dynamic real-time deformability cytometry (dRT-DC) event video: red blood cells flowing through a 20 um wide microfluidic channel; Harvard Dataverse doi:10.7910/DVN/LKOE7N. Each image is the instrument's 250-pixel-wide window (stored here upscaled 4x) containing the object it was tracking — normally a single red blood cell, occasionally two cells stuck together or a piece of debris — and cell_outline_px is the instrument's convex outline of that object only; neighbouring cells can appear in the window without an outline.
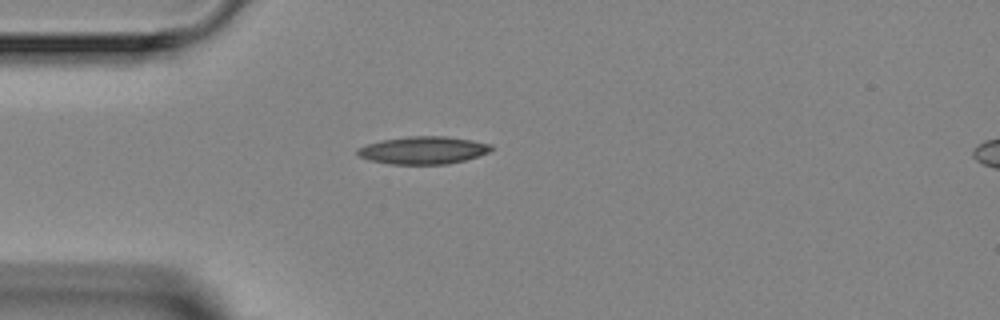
{"species": "Egyptian fruit bat (a non-hibernating species)", "species_latin": "Rousettus aegyptiacus", "temperature_condition": "room temperature", "stored_images_in_passage": 1, "camera_frame_rate_fps": 3000, "um_per_image_px": 0.085, "animal": {"sex": "female"}, "frame": {"image": 1, "passage_image": 1, "time_ms": 0.0, "image_size_px": [1000, 320], "cell_outline_px": [[492, 148], [488, 152], [464, 160], [448, 164], [392, 164], [368, 160], [360, 156], [356, 152], [356, 148], [380, 140], [408, 136], [448, 136], [472, 140], [492, 144]], "centroid_in_image_um": [35.95, 12.76], "position_along_channel_um": 49.1, "area_um2": 21.5}}